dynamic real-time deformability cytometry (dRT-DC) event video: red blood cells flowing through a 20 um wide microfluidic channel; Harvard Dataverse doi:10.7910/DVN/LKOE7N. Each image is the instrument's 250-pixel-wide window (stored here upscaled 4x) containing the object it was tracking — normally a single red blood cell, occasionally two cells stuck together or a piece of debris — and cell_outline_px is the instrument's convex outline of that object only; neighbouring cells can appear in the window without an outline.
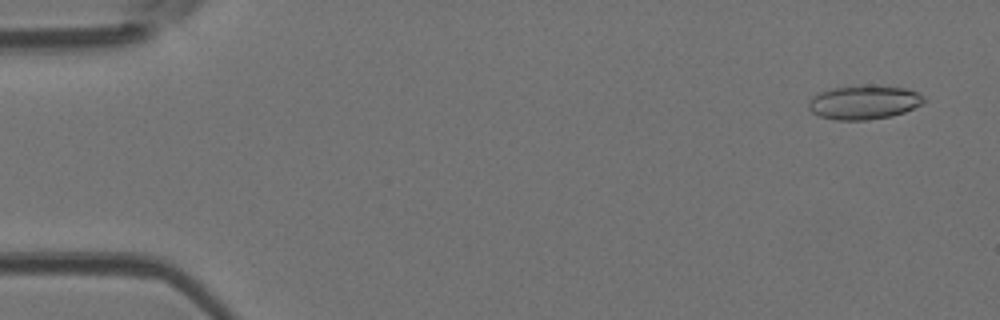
{"species": "Egyptian fruit bat (a non-hibernating species)", "species_latin": "Rousettus aegyptiacus", "temperature_condition": "room temperature", "stored_images_in_passage": 5, "camera_frame_rate_fps": 3000, "um_per_image_px": 0.085, "animal": {"sex": "female"}, "frame": {"image": 1, "passage_image": 1, "time_ms": 0.0, "image_size_px": [1000, 320], "cell_outline_px": [[924, 104], [904, 112], [892, 116], [868, 120], [836, 120], [820, 116], [812, 112], [808, 108], [808, 100], [812, 96], [820, 92], [832, 88], [868, 84], [872, 84], [904, 88], [916, 92], [924, 96]], "centroid_in_image_um": [73.43, 8.69], "position_along_channel_um": 11.6, "area_um2": 23.12}}
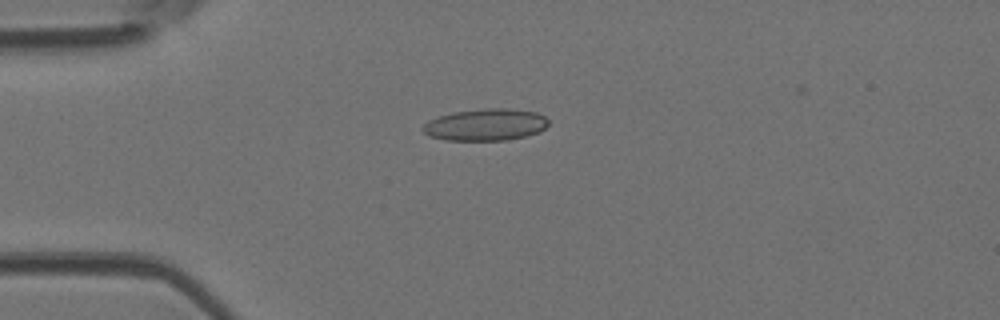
{"frame": {"image": 2, "passage_image": 4, "time_ms": 1.0, "image_size_px": [1000, 320], "cell_outline_px": [[548, 124], [540, 132], [528, 136], [504, 140], [444, 140], [428, 136], [420, 128], [428, 120], [436, 116], [452, 112], [484, 108], [508, 108], [536, 112], [544, 116], [548, 120]], "centroid_in_image_um": [41.24, 10.6], "position_along_channel_um": 43.8, "area_um2": 23.64}}
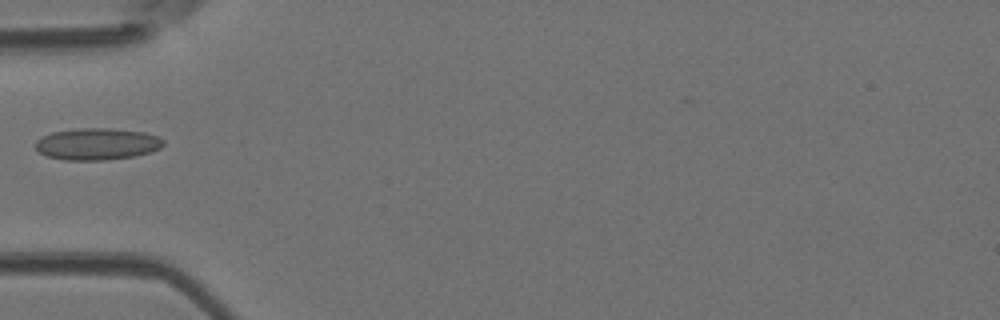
{"frame": {"image": 3, "passage_image": 5, "time_ms": 1.333, "image_size_px": [1000, 320], "cell_outline_px": [[164, 144], [160, 148], [152, 152], [132, 156], [104, 160], [64, 160], [48, 156], [40, 152], [36, 148], [36, 140], [40, 136], [52, 132], [80, 128], [108, 128], [144, 132], [156, 136], [164, 140]], "centroid_in_image_um": [8.24, 12.23], "position_along_channel_um": 76.8, "area_um2": 23.64}}